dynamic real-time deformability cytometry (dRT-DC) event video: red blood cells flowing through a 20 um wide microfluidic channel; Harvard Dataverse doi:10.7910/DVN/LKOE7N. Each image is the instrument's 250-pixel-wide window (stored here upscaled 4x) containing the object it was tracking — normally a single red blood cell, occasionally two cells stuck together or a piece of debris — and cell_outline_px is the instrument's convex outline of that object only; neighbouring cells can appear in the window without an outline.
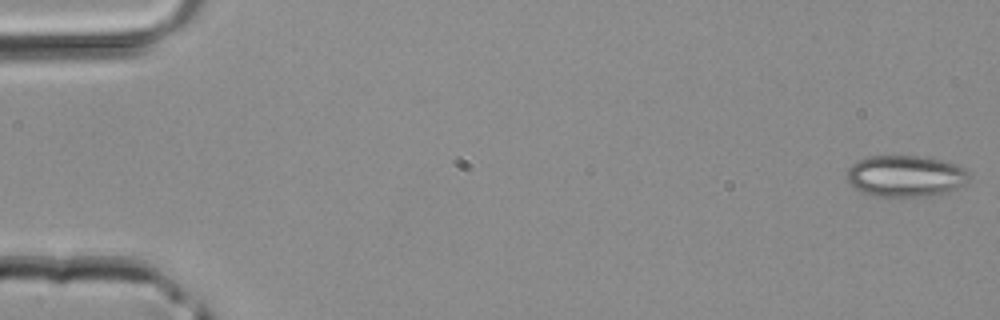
{"species": "common noctule bat (a hibernating species)", "species_latin": "Nyctalus noctula", "temperature_condition": "room temperature", "stored_images_in_passage": 43, "camera_frame_rate_fps": 3000, "um_per_image_px": 0.085, "animal": {"sex": "male", "body_mass_g": 20.4}, "frame": {"image": 1, "passage_image": 1, "time_ms": 0.0, "image_size_px": [1000, 320], "cell_outline_px": [[972, 176], [964, 184], [956, 188], [944, 192], [928, 196], [888, 200], [860, 192], [848, 180], [848, 168], [856, 160], [868, 156], [924, 156], [956, 164], [968, 172]], "centroid_in_image_um": [76.94, 15.0], "position_along_channel_um": 8.1, "area_um2": 30.17}}
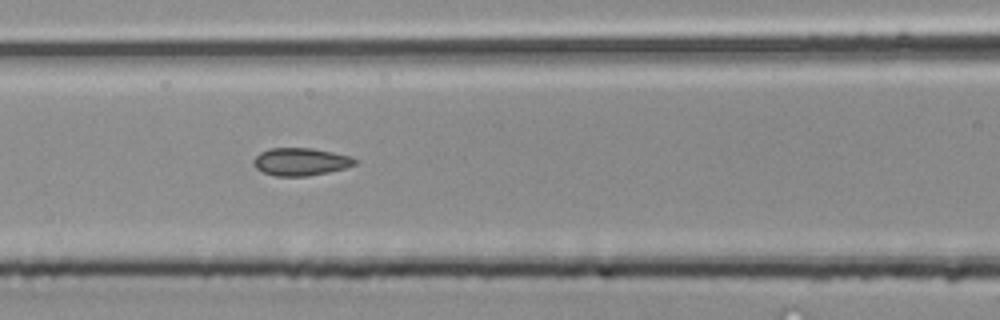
{"frame": {"image": 2, "passage_image": 19, "time_ms": 6.0, "image_size_px": [1000, 320], "cell_outline_px": [[360, 160], [356, 164], [344, 168], [328, 172], [308, 176], [276, 176], [264, 172], [256, 168], [252, 164], [252, 160], [260, 152], [268, 148], [312, 148], [332, 152], [348, 156]], "centroid_in_image_um": [25.54, 13.74], "position_along_channel_um": 141.1, "area_um2": 16.36}}
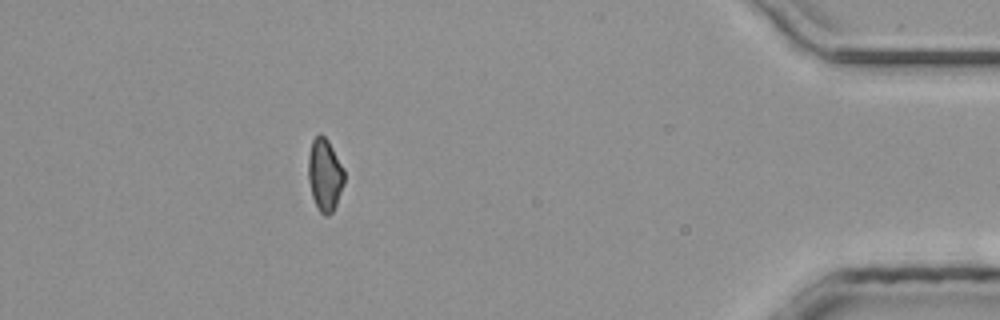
{"frame": {"image": 3, "passage_image": 39, "time_ms": 12.667, "image_size_px": [1000, 320], "cell_outline_px": [[344, 184], [336, 204], [332, 212], [328, 216], [324, 216], [320, 212], [312, 196], [308, 180], [308, 156], [312, 140], [320, 132], [328, 140], [344, 168]], "centroid_in_image_um": [27.6, 14.85], "position_along_channel_um": 407.6, "area_um2": 15.26}}